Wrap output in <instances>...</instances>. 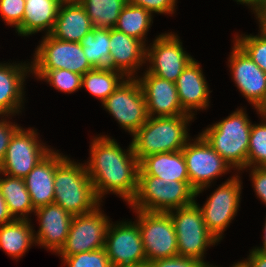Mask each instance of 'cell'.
Here are the masks:
<instances>
[{
	"label": "cell",
	"instance_id": "cell-35",
	"mask_svg": "<svg viewBox=\"0 0 266 267\" xmlns=\"http://www.w3.org/2000/svg\"><path fill=\"white\" fill-rule=\"evenodd\" d=\"M62 258L68 267H112L104 248Z\"/></svg>",
	"mask_w": 266,
	"mask_h": 267
},
{
	"label": "cell",
	"instance_id": "cell-14",
	"mask_svg": "<svg viewBox=\"0 0 266 267\" xmlns=\"http://www.w3.org/2000/svg\"><path fill=\"white\" fill-rule=\"evenodd\" d=\"M151 47L146 49V60L152 64L147 72L167 81L175 83L193 60L185 53L180 40L174 34L159 35Z\"/></svg>",
	"mask_w": 266,
	"mask_h": 267
},
{
	"label": "cell",
	"instance_id": "cell-19",
	"mask_svg": "<svg viewBox=\"0 0 266 267\" xmlns=\"http://www.w3.org/2000/svg\"><path fill=\"white\" fill-rule=\"evenodd\" d=\"M109 68L117 70L127 78L146 61L145 42L137 40L113 28L110 29Z\"/></svg>",
	"mask_w": 266,
	"mask_h": 267
},
{
	"label": "cell",
	"instance_id": "cell-26",
	"mask_svg": "<svg viewBox=\"0 0 266 267\" xmlns=\"http://www.w3.org/2000/svg\"><path fill=\"white\" fill-rule=\"evenodd\" d=\"M34 236V231L27 219H15L0 226V248L17 259L23 256L35 242Z\"/></svg>",
	"mask_w": 266,
	"mask_h": 267
},
{
	"label": "cell",
	"instance_id": "cell-28",
	"mask_svg": "<svg viewBox=\"0 0 266 267\" xmlns=\"http://www.w3.org/2000/svg\"><path fill=\"white\" fill-rule=\"evenodd\" d=\"M124 76L123 73L108 67L93 68L82 75V87L85 86L91 94L100 98L103 103L125 80Z\"/></svg>",
	"mask_w": 266,
	"mask_h": 267
},
{
	"label": "cell",
	"instance_id": "cell-24",
	"mask_svg": "<svg viewBox=\"0 0 266 267\" xmlns=\"http://www.w3.org/2000/svg\"><path fill=\"white\" fill-rule=\"evenodd\" d=\"M63 0H25V11L21 25L16 29L18 34L27 36L47 29V35L57 18Z\"/></svg>",
	"mask_w": 266,
	"mask_h": 267
},
{
	"label": "cell",
	"instance_id": "cell-1",
	"mask_svg": "<svg viewBox=\"0 0 266 267\" xmlns=\"http://www.w3.org/2000/svg\"><path fill=\"white\" fill-rule=\"evenodd\" d=\"M90 149L91 159L86 169L98 199L110 191L130 203L137 191L139 171L132 144L125 153L114 139L99 136L94 138Z\"/></svg>",
	"mask_w": 266,
	"mask_h": 267
},
{
	"label": "cell",
	"instance_id": "cell-40",
	"mask_svg": "<svg viewBox=\"0 0 266 267\" xmlns=\"http://www.w3.org/2000/svg\"><path fill=\"white\" fill-rule=\"evenodd\" d=\"M251 175L257 196L266 204V167H253Z\"/></svg>",
	"mask_w": 266,
	"mask_h": 267
},
{
	"label": "cell",
	"instance_id": "cell-5",
	"mask_svg": "<svg viewBox=\"0 0 266 267\" xmlns=\"http://www.w3.org/2000/svg\"><path fill=\"white\" fill-rule=\"evenodd\" d=\"M195 197L190 182L172 180L168 184L156 176H138L137 191L129 205L134 210L169 212L192 204Z\"/></svg>",
	"mask_w": 266,
	"mask_h": 267
},
{
	"label": "cell",
	"instance_id": "cell-21",
	"mask_svg": "<svg viewBox=\"0 0 266 267\" xmlns=\"http://www.w3.org/2000/svg\"><path fill=\"white\" fill-rule=\"evenodd\" d=\"M93 30L85 8L78 0H63L50 35L58 40L80 43Z\"/></svg>",
	"mask_w": 266,
	"mask_h": 267
},
{
	"label": "cell",
	"instance_id": "cell-12",
	"mask_svg": "<svg viewBox=\"0 0 266 267\" xmlns=\"http://www.w3.org/2000/svg\"><path fill=\"white\" fill-rule=\"evenodd\" d=\"M36 134L34 129L25 131L21 127L14 133L0 173L25 178L52 151L39 143Z\"/></svg>",
	"mask_w": 266,
	"mask_h": 267
},
{
	"label": "cell",
	"instance_id": "cell-18",
	"mask_svg": "<svg viewBox=\"0 0 266 267\" xmlns=\"http://www.w3.org/2000/svg\"><path fill=\"white\" fill-rule=\"evenodd\" d=\"M34 213L40 221L35 243L58 253L67 239L73 215L54 203L39 207Z\"/></svg>",
	"mask_w": 266,
	"mask_h": 267
},
{
	"label": "cell",
	"instance_id": "cell-46",
	"mask_svg": "<svg viewBox=\"0 0 266 267\" xmlns=\"http://www.w3.org/2000/svg\"><path fill=\"white\" fill-rule=\"evenodd\" d=\"M264 242H263V247L261 248H255L254 250L260 251V252H266V222H265V226H264Z\"/></svg>",
	"mask_w": 266,
	"mask_h": 267
},
{
	"label": "cell",
	"instance_id": "cell-17",
	"mask_svg": "<svg viewBox=\"0 0 266 267\" xmlns=\"http://www.w3.org/2000/svg\"><path fill=\"white\" fill-rule=\"evenodd\" d=\"M230 56L233 80L242 95L256 107L266 93V73L235 42Z\"/></svg>",
	"mask_w": 266,
	"mask_h": 267
},
{
	"label": "cell",
	"instance_id": "cell-43",
	"mask_svg": "<svg viewBox=\"0 0 266 267\" xmlns=\"http://www.w3.org/2000/svg\"><path fill=\"white\" fill-rule=\"evenodd\" d=\"M255 13L260 22L261 33L266 35V2Z\"/></svg>",
	"mask_w": 266,
	"mask_h": 267
},
{
	"label": "cell",
	"instance_id": "cell-22",
	"mask_svg": "<svg viewBox=\"0 0 266 267\" xmlns=\"http://www.w3.org/2000/svg\"><path fill=\"white\" fill-rule=\"evenodd\" d=\"M182 109L192 113L191 109H204L208 107L209 88L200 65L194 59L182 71L175 82ZM191 112V113H189Z\"/></svg>",
	"mask_w": 266,
	"mask_h": 267
},
{
	"label": "cell",
	"instance_id": "cell-8",
	"mask_svg": "<svg viewBox=\"0 0 266 267\" xmlns=\"http://www.w3.org/2000/svg\"><path fill=\"white\" fill-rule=\"evenodd\" d=\"M185 158L189 182L195 190V196L210 186L216 177L230 170V166L200 134L193 143L182 149Z\"/></svg>",
	"mask_w": 266,
	"mask_h": 267
},
{
	"label": "cell",
	"instance_id": "cell-6",
	"mask_svg": "<svg viewBox=\"0 0 266 267\" xmlns=\"http://www.w3.org/2000/svg\"><path fill=\"white\" fill-rule=\"evenodd\" d=\"M175 210L176 214L173 210L168 213L176 232L178 255L206 263L203 260L205 249L219 241L207 230L200 206L194 201Z\"/></svg>",
	"mask_w": 266,
	"mask_h": 267
},
{
	"label": "cell",
	"instance_id": "cell-37",
	"mask_svg": "<svg viewBox=\"0 0 266 267\" xmlns=\"http://www.w3.org/2000/svg\"><path fill=\"white\" fill-rule=\"evenodd\" d=\"M128 3L142 7L151 13H172L176 0H128Z\"/></svg>",
	"mask_w": 266,
	"mask_h": 267
},
{
	"label": "cell",
	"instance_id": "cell-16",
	"mask_svg": "<svg viewBox=\"0 0 266 267\" xmlns=\"http://www.w3.org/2000/svg\"><path fill=\"white\" fill-rule=\"evenodd\" d=\"M146 102L148 117H172L186 115L179 100L174 82L145 72L143 78L137 79Z\"/></svg>",
	"mask_w": 266,
	"mask_h": 267
},
{
	"label": "cell",
	"instance_id": "cell-10",
	"mask_svg": "<svg viewBox=\"0 0 266 267\" xmlns=\"http://www.w3.org/2000/svg\"><path fill=\"white\" fill-rule=\"evenodd\" d=\"M37 47L31 70L66 69L84 75L93 69L80 43L58 40L46 34Z\"/></svg>",
	"mask_w": 266,
	"mask_h": 267
},
{
	"label": "cell",
	"instance_id": "cell-27",
	"mask_svg": "<svg viewBox=\"0 0 266 267\" xmlns=\"http://www.w3.org/2000/svg\"><path fill=\"white\" fill-rule=\"evenodd\" d=\"M3 175L7 176V178H0V191L8 205L9 212L14 219H28L26 214L35 212V209L30 194L27 191L24 178ZM18 213L21 216H18Z\"/></svg>",
	"mask_w": 266,
	"mask_h": 267
},
{
	"label": "cell",
	"instance_id": "cell-25",
	"mask_svg": "<svg viewBox=\"0 0 266 267\" xmlns=\"http://www.w3.org/2000/svg\"><path fill=\"white\" fill-rule=\"evenodd\" d=\"M27 66L0 64V108L7 114L6 116L20 112L24 95L22 86L24 76L31 71V67Z\"/></svg>",
	"mask_w": 266,
	"mask_h": 267
},
{
	"label": "cell",
	"instance_id": "cell-49",
	"mask_svg": "<svg viewBox=\"0 0 266 267\" xmlns=\"http://www.w3.org/2000/svg\"><path fill=\"white\" fill-rule=\"evenodd\" d=\"M6 113L0 108V115H5Z\"/></svg>",
	"mask_w": 266,
	"mask_h": 267
},
{
	"label": "cell",
	"instance_id": "cell-32",
	"mask_svg": "<svg viewBox=\"0 0 266 267\" xmlns=\"http://www.w3.org/2000/svg\"><path fill=\"white\" fill-rule=\"evenodd\" d=\"M40 79L49 82L56 90L72 93L82 87V75L66 69L31 70Z\"/></svg>",
	"mask_w": 266,
	"mask_h": 267
},
{
	"label": "cell",
	"instance_id": "cell-3",
	"mask_svg": "<svg viewBox=\"0 0 266 267\" xmlns=\"http://www.w3.org/2000/svg\"><path fill=\"white\" fill-rule=\"evenodd\" d=\"M54 188V204L73 216L100 206L86 167L66 156L55 168Z\"/></svg>",
	"mask_w": 266,
	"mask_h": 267
},
{
	"label": "cell",
	"instance_id": "cell-47",
	"mask_svg": "<svg viewBox=\"0 0 266 267\" xmlns=\"http://www.w3.org/2000/svg\"><path fill=\"white\" fill-rule=\"evenodd\" d=\"M114 267H150L148 262H142L139 264H133V265H124V266H114Z\"/></svg>",
	"mask_w": 266,
	"mask_h": 267
},
{
	"label": "cell",
	"instance_id": "cell-44",
	"mask_svg": "<svg viewBox=\"0 0 266 267\" xmlns=\"http://www.w3.org/2000/svg\"><path fill=\"white\" fill-rule=\"evenodd\" d=\"M240 3L248 4V6L253 7V10L256 12L265 2L266 0H236Z\"/></svg>",
	"mask_w": 266,
	"mask_h": 267
},
{
	"label": "cell",
	"instance_id": "cell-42",
	"mask_svg": "<svg viewBox=\"0 0 266 267\" xmlns=\"http://www.w3.org/2000/svg\"><path fill=\"white\" fill-rule=\"evenodd\" d=\"M14 220L15 219L9 212L8 205L6 204L5 199L0 191V226L10 223Z\"/></svg>",
	"mask_w": 266,
	"mask_h": 267
},
{
	"label": "cell",
	"instance_id": "cell-41",
	"mask_svg": "<svg viewBox=\"0 0 266 267\" xmlns=\"http://www.w3.org/2000/svg\"><path fill=\"white\" fill-rule=\"evenodd\" d=\"M243 267H266V252L252 250L247 260L241 261Z\"/></svg>",
	"mask_w": 266,
	"mask_h": 267
},
{
	"label": "cell",
	"instance_id": "cell-33",
	"mask_svg": "<svg viewBox=\"0 0 266 267\" xmlns=\"http://www.w3.org/2000/svg\"><path fill=\"white\" fill-rule=\"evenodd\" d=\"M263 120L262 124L251 127L247 167H266V119Z\"/></svg>",
	"mask_w": 266,
	"mask_h": 267
},
{
	"label": "cell",
	"instance_id": "cell-20",
	"mask_svg": "<svg viewBox=\"0 0 266 267\" xmlns=\"http://www.w3.org/2000/svg\"><path fill=\"white\" fill-rule=\"evenodd\" d=\"M64 158L52 150L24 178L34 209L54 203L55 168Z\"/></svg>",
	"mask_w": 266,
	"mask_h": 267
},
{
	"label": "cell",
	"instance_id": "cell-36",
	"mask_svg": "<svg viewBox=\"0 0 266 267\" xmlns=\"http://www.w3.org/2000/svg\"><path fill=\"white\" fill-rule=\"evenodd\" d=\"M25 0H0V13L4 21L17 29L23 20Z\"/></svg>",
	"mask_w": 266,
	"mask_h": 267
},
{
	"label": "cell",
	"instance_id": "cell-30",
	"mask_svg": "<svg viewBox=\"0 0 266 267\" xmlns=\"http://www.w3.org/2000/svg\"><path fill=\"white\" fill-rule=\"evenodd\" d=\"M110 29L93 28L80 44L87 61L93 68H109L110 60Z\"/></svg>",
	"mask_w": 266,
	"mask_h": 267
},
{
	"label": "cell",
	"instance_id": "cell-4",
	"mask_svg": "<svg viewBox=\"0 0 266 267\" xmlns=\"http://www.w3.org/2000/svg\"><path fill=\"white\" fill-rule=\"evenodd\" d=\"M251 127L247 114L240 109L201 135L230 166L242 170L247 168Z\"/></svg>",
	"mask_w": 266,
	"mask_h": 267
},
{
	"label": "cell",
	"instance_id": "cell-48",
	"mask_svg": "<svg viewBox=\"0 0 266 267\" xmlns=\"http://www.w3.org/2000/svg\"><path fill=\"white\" fill-rule=\"evenodd\" d=\"M241 264H240V262H238V263H236V264H234L232 267H239ZM202 267H214V266H212V265H208V263H204L203 265H202Z\"/></svg>",
	"mask_w": 266,
	"mask_h": 267
},
{
	"label": "cell",
	"instance_id": "cell-38",
	"mask_svg": "<svg viewBox=\"0 0 266 267\" xmlns=\"http://www.w3.org/2000/svg\"><path fill=\"white\" fill-rule=\"evenodd\" d=\"M150 267H202L204 264L197 259L176 255L148 262Z\"/></svg>",
	"mask_w": 266,
	"mask_h": 267
},
{
	"label": "cell",
	"instance_id": "cell-9",
	"mask_svg": "<svg viewBox=\"0 0 266 267\" xmlns=\"http://www.w3.org/2000/svg\"><path fill=\"white\" fill-rule=\"evenodd\" d=\"M102 104L121 127L132 135L148 119L145 98L137 78L134 77L123 81Z\"/></svg>",
	"mask_w": 266,
	"mask_h": 267
},
{
	"label": "cell",
	"instance_id": "cell-7",
	"mask_svg": "<svg viewBox=\"0 0 266 267\" xmlns=\"http://www.w3.org/2000/svg\"><path fill=\"white\" fill-rule=\"evenodd\" d=\"M136 212L147 262L178 255L176 232L169 213Z\"/></svg>",
	"mask_w": 266,
	"mask_h": 267
},
{
	"label": "cell",
	"instance_id": "cell-2",
	"mask_svg": "<svg viewBox=\"0 0 266 267\" xmlns=\"http://www.w3.org/2000/svg\"><path fill=\"white\" fill-rule=\"evenodd\" d=\"M191 114L172 117H148L144 125L133 134V152L140 162L155 153L177 152L189 141L187 123Z\"/></svg>",
	"mask_w": 266,
	"mask_h": 267
},
{
	"label": "cell",
	"instance_id": "cell-45",
	"mask_svg": "<svg viewBox=\"0 0 266 267\" xmlns=\"http://www.w3.org/2000/svg\"><path fill=\"white\" fill-rule=\"evenodd\" d=\"M259 114L266 119V93L260 103L255 107Z\"/></svg>",
	"mask_w": 266,
	"mask_h": 267
},
{
	"label": "cell",
	"instance_id": "cell-11",
	"mask_svg": "<svg viewBox=\"0 0 266 267\" xmlns=\"http://www.w3.org/2000/svg\"><path fill=\"white\" fill-rule=\"evenodd\" d=\"M99 210L97 207L91 212L73 216L67 239L58 252L59 255L72 256L104 248L110 222Z\"/></svg>",
	"mask_w": 266,
	"mask_h": 267
},
{
	"label": "cell",
	"instance_id": "cell-39",
	"mask_svg": "<svg viewBox=\"0 0 266 267\" xmlns=\"http://www.w3.org/2000/svg\"><path fill=\"white\" fill-rule=\"evenodd\" d=\"M10 122L4 119L0 120V167L2 166L3 159L6 154L8 145L14 133L20 128L15 124H9Z\"/></svg>",
	"mask_w": 266,
	"mask_h": 267
},
{
	"label": "cell",
	"instance_id": "cell-31",
	"mask_svg": "<svg viewBox=\"0 0 266 267\" xmlns=\"http://www.w3.org/2000/svg\"><path fill=\"white\" fill-rule=\"evenodd\" d=\"M152 21V13L146 9L127 3L121 10L115 29L142 42Z\"/></svg>",
	"mask_w": 266,
	"mask_h": 267
},
{
	"label": "cell",
	"instance_id": "cell-29",
	"mask_svg": "<svg viewBox=\"0 0 266 267\" xmlns=\"http://www.w3.org/2000/svg\"><path fill=\"white\" fill-rule=\"evenodd\" d=\"M86 10L93 28L113 29L128 0H78Z\"/></svg>",
	"mask_w": 266,
	"mask_h": 267
},
{
	"label": "cell",
	"instance_id": "cell-13",
	"mask_svg": "<svg viewBox=\"0 0 266 267\" xmlns=\"http://www.w3.org/2000/svg\"><path fill=\"white\" fill-rule=\"evenodd\" d=\"M239 176L231 177L218 187L200 208L207 230L218 240L222 233L235 217L241 193Z\"/></svg>",
	"mask_w": 266,
	"mask_h": 267
},
{
	"label": "cell",
	"instance_id": "cell-23",
	"mask_svg": "<svg viewBox=\"0 0 266 267\" xmlns=\"http://www.w3.org/2000/svg\"><path fill=\"white\" fill-rule=\"evenodd\" d=\"M138 176H156L170 183L172 180L189 182L187 166L182 150L177 152L155 153L139 162Z\"/></svg>",
	"mask_w": 266,
	"mask_h": 267
},
{
	"label": "cell",
	"instance_id": "cell-15",
	"mask_svg": "<svg viewBox=\"0 0 266 267\" xmlns=\"http://www.w3.org/2000/svg\"><path fill=\"white\" fill-rule=\"evenodd\" d=\"M113 226L110 224L108 227L104 246L110 265L114 267L147 262L138 224L122 222Z\"/></svg>",
	"mask_w": 266,
	"mask_h": 267
},
{
	"label": "cell",
	"instance_id": "cell-34",
	"mask_svg": "<svg viewBox=\"0 0 266 267\" xmlns=\"http://www.w3.org/2000/svg\"><path fill=\"white\" fill-rule=\"evenodd\" d=\"M238 37V38H237ZM236 43L249 55L253 62L266 73V35L236 36Z\"/></svg>",
	"mask_w": 266,
	"mask_h": 267
}]
</instances>
